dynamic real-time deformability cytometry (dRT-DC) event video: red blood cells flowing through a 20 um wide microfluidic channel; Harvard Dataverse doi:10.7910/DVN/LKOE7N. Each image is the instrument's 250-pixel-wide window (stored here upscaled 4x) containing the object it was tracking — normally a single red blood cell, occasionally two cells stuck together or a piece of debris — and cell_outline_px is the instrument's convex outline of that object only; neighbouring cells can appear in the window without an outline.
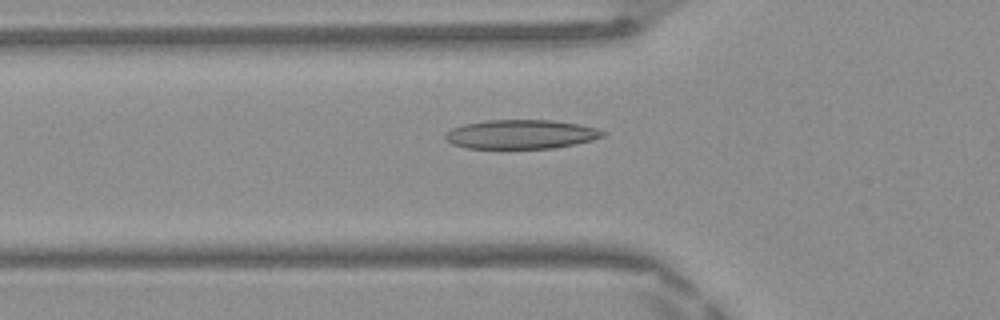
{"species": "Egyptian fruit bat (a non-hibernating species)", "species_latin": "Rousettus aegyptiacus", "temperature_condition": "warm", "stored_images_in_passage": 48, "camera_frame_rate_fps": 3000, "um_per_image_px": 0.085, "frame": {"image": 1, "passage_image": 16, "time_ms": 5.0, "image_size_px": [1000, 320], "cell_outline_px": [[604, 136], [592, 140], [576, 144], [552, 148], [468, 148], [452, 144], [444, 136], [444, 132], [452, 128], [464, 124], [488, 120], [552, 120], [580, 124], [596, 128], [604, 132]], "centroid_in_image_um": [44.28, 11.41], "position_along_channel_um": 81.5, "area_um2": 26.65}}
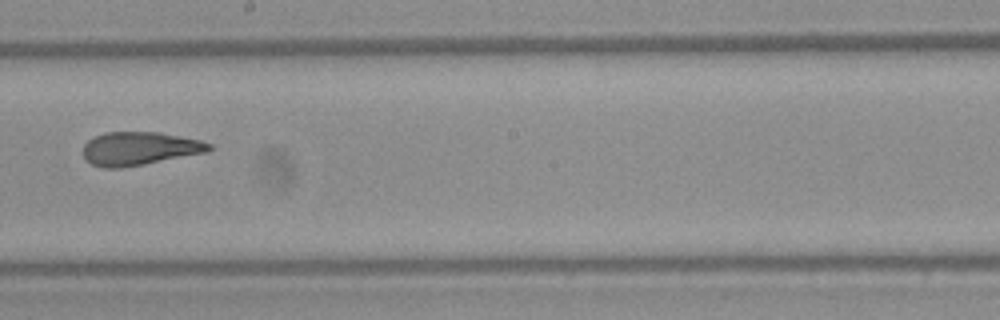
{"frame": {"image": 2, "passage_image": 27, "time_ms": 8.667, "image_size_px": [1000, 320], "cell_outline_px": [[212, 148], [208, 152], [120, 168], [104, 168], [92, 164], [84, 160], [84, 144], [88, 140], [104, 132], [160, 132], [200, 140], [212, 144]], "centroid_in_image_um": [11.85, 12.62], "position_along_channel_um": 236.4, "area_um2": 24.39}}
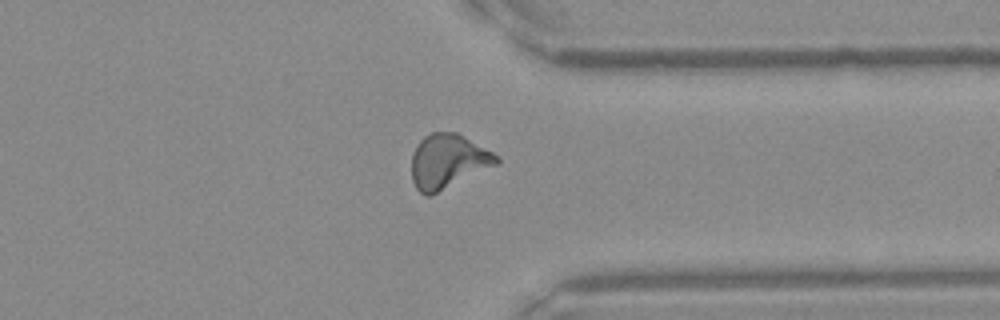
{"frame": {"image": 3, "passage_image": 37, "time_ms": 12.0, "image_size_px": [1000, 320], "cell_outline_px": [[500, 164], [432, 196], [424, 196], [416, 188], [412, 180], [412, 152], [420, 140], [424, 136], [432, 132], [456, 132], [464, 136], [500, 156]], "centroid_in_image_um": [38.1, 13.74], "position_along_channel_um": 373.3, "area_um2": 27.4}, "authors_computed_cell_mechanics": {"area_um2": 25.4031, "velocity_mm_per_s": 4.184, "shape_relaxation_time_tau1_ms": null, "shape_relaxation_time_tau2_ms": 1.4916, "deformation_change_tau1": null, "deformation_change_tau2": 0.1063}}